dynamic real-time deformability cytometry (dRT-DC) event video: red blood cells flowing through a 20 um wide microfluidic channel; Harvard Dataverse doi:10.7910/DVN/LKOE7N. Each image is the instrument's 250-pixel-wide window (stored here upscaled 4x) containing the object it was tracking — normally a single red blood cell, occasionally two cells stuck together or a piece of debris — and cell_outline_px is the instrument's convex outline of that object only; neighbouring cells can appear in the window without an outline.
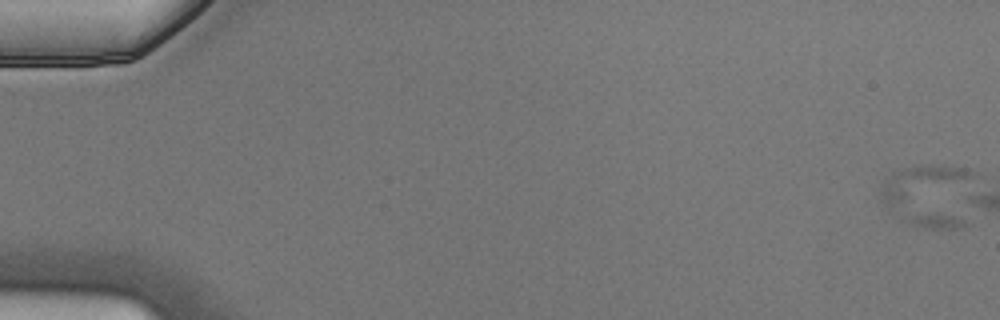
{"species": "Egyptian fruit bat (a non-hibernating species)", "species_latin": "Rousettus aegyptiacus", "temperature_condition": "cold", "stored_images_in_passage": 6, "segment_of_instrument_passage": [1, 2], "camera_frame_rate_fps": 3000, "um_per_image_px": 0.085, "animal": {"sex": "male"}, "frame": {"image": 1, "passage_image": 1, "time_ms": 0.0, "image_size_px": [1000, 320], "cell_outline_px": [[976, 176], [964, 228], [916, 228], [900, 220], [880, 204], [880, 184], [892, 172], [900, 168], [920, 164], [928, 164], [964, 168], [972, 172]], "centroid_in_image_um": [78.96, 16.62], "position_along_channel_um": 6.0, "area_um2": 36.36}}